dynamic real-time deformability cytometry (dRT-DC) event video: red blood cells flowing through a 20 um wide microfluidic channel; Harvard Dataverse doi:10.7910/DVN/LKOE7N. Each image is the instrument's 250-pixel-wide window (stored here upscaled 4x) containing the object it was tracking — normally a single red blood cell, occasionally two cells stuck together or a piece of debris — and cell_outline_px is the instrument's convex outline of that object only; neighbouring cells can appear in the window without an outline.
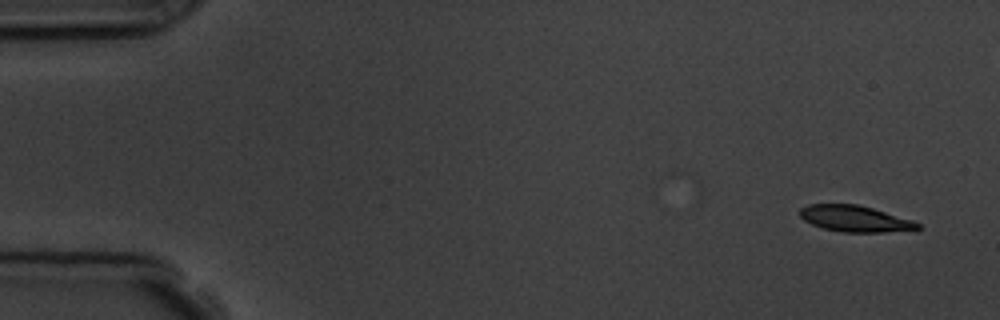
{"species": "common noctule bat (a hibernating species)", "species_latin": "Nyctalus noctula", "temperature_condition": "room temperature", "stored_images_in_passage": 6, "camera_frame_rate_fps": 3000, "um_per_image_px": 0.085, "animal": {"sex": "male", "body_mass_g": 19.5, "forearm_length_mm": 54.6}, "frame": {"image": 1, "passage_image": 1, "time_ms": 0.0, "image_size_px": [1000, 320], "cell_outline_px": [[920, 228], [916, 232], [840, 232], [824, 228], [812, 224], [804, 220], [800, 216], [800, 208], [808, 204], [856, 204], [872, 208], [912, 220], [920, 224]], "centroid_in_image_um": [72.74, 18.61], "position_along_channel_um": 12.3, "area_um2": 18.21}}